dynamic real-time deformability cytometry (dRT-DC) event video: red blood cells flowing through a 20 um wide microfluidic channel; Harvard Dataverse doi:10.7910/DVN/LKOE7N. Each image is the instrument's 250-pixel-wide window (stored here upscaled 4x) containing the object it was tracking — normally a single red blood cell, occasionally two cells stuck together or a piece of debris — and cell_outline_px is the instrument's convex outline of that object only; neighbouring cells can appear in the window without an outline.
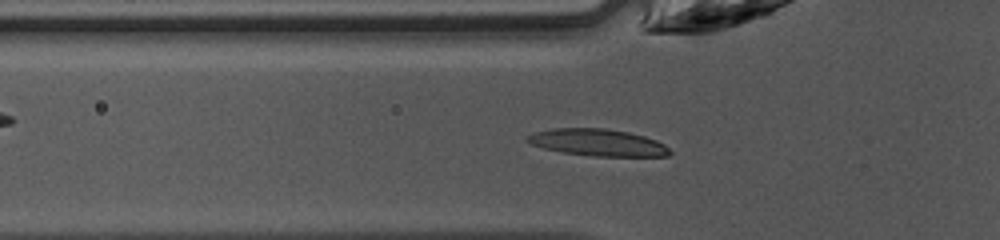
{"species": "common noctule bat (a hibernating species)", "species_latin": "Nyctalus noctula", "temperature_condition": "warm", "stored_images_in_passage": 46, "camera_frame_rate_fps": 3000, "um_per_image_px": 0.085, "animal": {"sex": "female", "body_mass_g": 10.0, "forearm_length_mm": 53.1}, "frame": {"image": 1, "passage_image": 15, "time_ms": 4.667, "image_size_px": [1000, 240], "cell_outline_px": [[672, 152], [668, 156], [596, 156], [560, 152], [544, 148], [532, 144], [524, 140], [524, 136], [536, 132], [552, 128], [604, 128], [628, 132], [644, 136], [656, 140], [664, 144]], "centroid_in_image_um": [50.79, 12.11], "position_along_channel_um": 75.0, "area_um2": 22.37}}
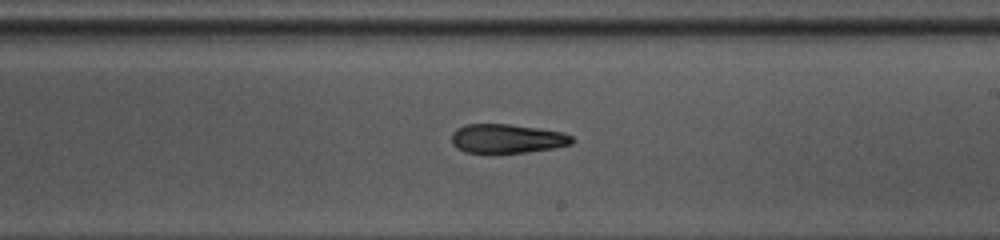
{"frame": {"image": 2, "passage_image": 27, "time_ms": 8.667, "image_size_px": [1000, 240], "cell_outline_px": [[572, 144], [556, 148], [524, 152], [464, 152], [456, 148], [452, 144], [452, 132], [456, 128], [464, 124], [512, 124], [540, 128], [564, 132], [572, 136]], "centroid_in_image_um": [43.09, 11.76], "position_along_channel_um": 245.9, "area_um2": 20.52}}
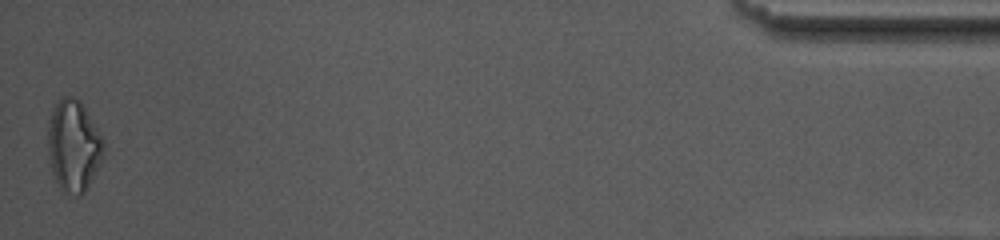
{"frame": {"image": 3, "passage_image": 46, "time_ms": 15.0, "image_size_px": [1000, 240], "cell_outline_px": [[104, 156], [100, 164], [84, 192], [80, 196], [76, 196], [60, 192], [52, 172], [48, 152], [48, 120], [56, 104], [64, 96], [72, 96], [80, 100], [104, 140]], "centroid_in_image_um": [6.25, 12.43], "position_along_channel_um": 429.0, "area_um2": 29.82}, "authors_computed_cell_mechanics": {"area_um2": 21.4727, "velocity_mm_per_s": 4.2362, "shape_relaxation_time_tau1_ms": 5.5349, "shape_relaxation_time_tau2_ms": 8.7058, "deformation_change_tau1": 0.1722, "deformation_change_tau2": 0.2261}}